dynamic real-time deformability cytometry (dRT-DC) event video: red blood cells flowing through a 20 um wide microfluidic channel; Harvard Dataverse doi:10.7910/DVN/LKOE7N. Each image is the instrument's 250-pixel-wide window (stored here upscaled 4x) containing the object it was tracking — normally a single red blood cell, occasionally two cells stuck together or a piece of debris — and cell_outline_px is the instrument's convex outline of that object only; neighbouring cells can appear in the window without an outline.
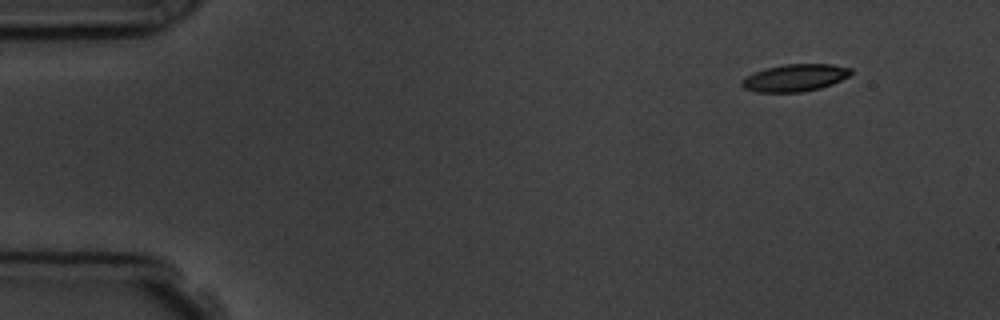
{"species": "common noctule bat (a hibernating species)", "species_latin": "Nyctalus noctula", "temperature_condition": "room temperature", "stored_images_in_passage": 4, "segment_of_instrument_passage": [2, 2], "camera_frame_rate_fps": 3000, "um_per_image_px": 0.085, "animal": {"sex": "male", "body_mass_g": 19.5, "forearm_length_mm": 54.6}, "frame": {"image": 1, "passage_image": 4, "time_ms": 5.333, "image_size_px": [1000, 320], "cell_outline_px": [[852, 72], [848, 76], [832, 84], [820, 88], [800, 92], [756, 92], [744, 88], [740, 84], [740, 80], [764, 68], [784, 64], [832, 64], [852, 68]], "centroid_in_image_um": [67.56, 6.61], "position_along_channel_um": 17.4, "area_um2": 17.28}}